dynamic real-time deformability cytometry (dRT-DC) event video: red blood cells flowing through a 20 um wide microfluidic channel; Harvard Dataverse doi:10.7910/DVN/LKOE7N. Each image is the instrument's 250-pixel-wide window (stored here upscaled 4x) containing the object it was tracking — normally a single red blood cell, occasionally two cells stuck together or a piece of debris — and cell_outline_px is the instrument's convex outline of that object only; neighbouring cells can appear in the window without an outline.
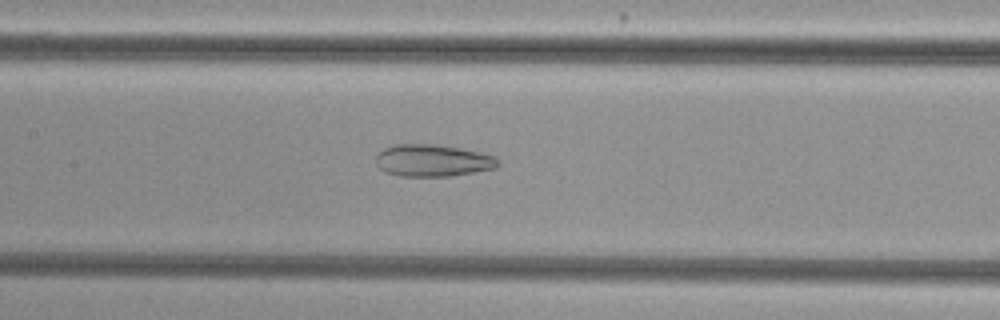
{"species": "common noctule bat (a hibernating species)", "species_latin": "Nyctalus noctula", "temperature_condition": "cold", "stored_images_in_passage": 39, "camera_frame_rate_fps": 3000, "um_per_image_px": 0.085, "animal": {"sex": "female", "body_mass_g": 29.2, "forearm_length_mm": 56.3}, "frame": {"image": 1, "passage_image": 20, "time_ms": 6.333, "image_size_px": [1000, 320], "cell_outline_px": [[500, 164], [496, 168], [448, 176], [400, 176], [384, 172], [376, 164], [376, 156], [384, 148], [396, 144], [432, 144], [460, 148], [480, 152], [492, 156]], "centroid_in_image_um": [36.74, 13.64], "position_along_channel_um": 170.7, "area_um2": 22.6}}
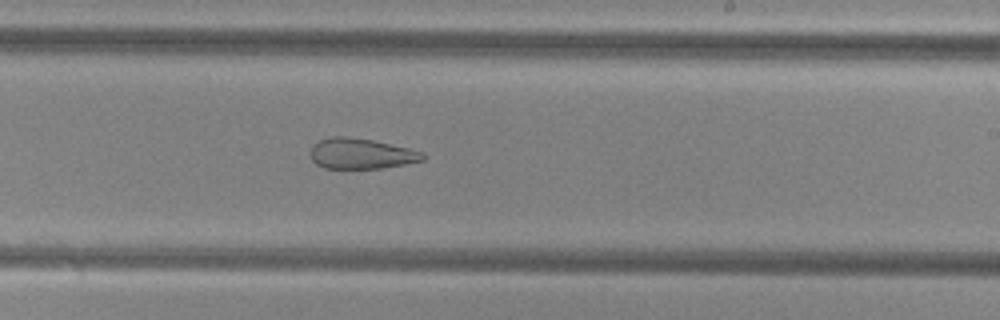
{"frame": {"image": 2, "passage_image": 27, "time_ms": 8.667, "image_size_px": [1000, 320], "cell_outline_px": [[424, 160], [384, 168], [324, 168], [316, 164], [312, 160], [308, 152], [312, 144], [320, 140], [332, 136], [344, 136], [372, 140], [408, 148], [424, 152]], "centroid_in_image_um": [30.65, 13.06], "position_along_channel_um": 258.4, "area_um2": 20.06}}
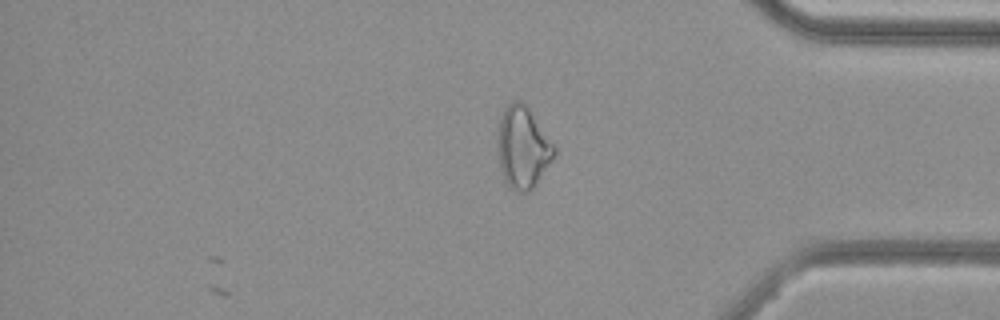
{"frame": {"image": 3, "passage_image": 39, "time_ms": 12.667, "image_size_px": [1000, 320], "cell_outline_px": [[556, 156], [536, 184], [528, 192], [516, 192], [504, 180], [500, 168], [500, 116], [504, 108], [512, 100], [520, 100], [528, 108], [556, 144]], "centroid_in_image_um": [44.51, 12.53], "position_along_channel_um": 390.7, "area_um2": 26.7}, "authors_computed_cell_mechanics": {"area_um2": 22.7154, "velocity_mm_per_s": 3.7707, "shape_relaxation_time_tau1_ms": null, "shape_relaxation_time_tau2_ms": 3.341, "deformation_change_tau1": null, "deformation_change_tau2": 0.1262}}